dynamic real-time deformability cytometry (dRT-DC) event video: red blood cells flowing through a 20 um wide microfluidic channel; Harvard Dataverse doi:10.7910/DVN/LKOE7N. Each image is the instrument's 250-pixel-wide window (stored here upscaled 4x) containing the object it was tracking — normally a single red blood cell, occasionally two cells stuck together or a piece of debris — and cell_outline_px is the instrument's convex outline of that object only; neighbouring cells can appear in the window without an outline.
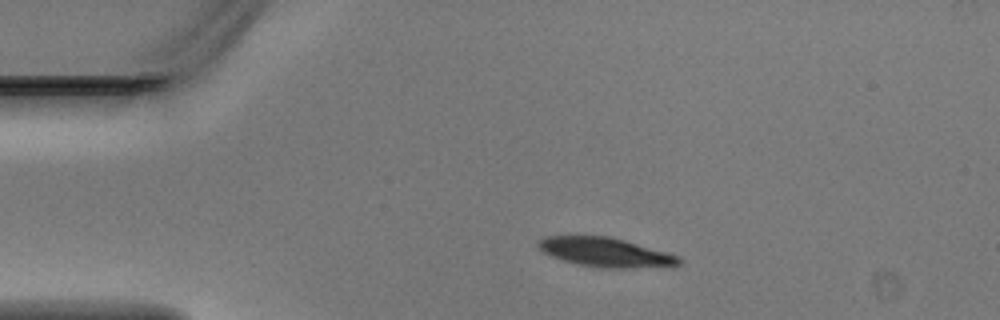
{"species": "Egyptian fruit bat (a non-hibernating species)", "species_latin": "Rousettus aegyptiacus", "temperature_condition": "warm", "stored_images_in_passage": 4, "camera_frame_rate_fps": 3000, "um_per_image_px": 0.085, "animal": {"sex": "male"}, "frame": {"image": 1, "passage_image": 3, "time_ms": 0.667, "image_size_px": [1000, 320], "cell_outline_px": [[684, 260], [680, 264], [672, 268], [600, 268], [576, 264], [552, 256], [544, 252], [536, 244], [544, 236], [608, 236], [624, 240], [668, 252], [680, 256]], "centroid_in_image_um": [51.6, 21.47], "position_along_channel_um": 33.4, "area_um2": 24.39}}